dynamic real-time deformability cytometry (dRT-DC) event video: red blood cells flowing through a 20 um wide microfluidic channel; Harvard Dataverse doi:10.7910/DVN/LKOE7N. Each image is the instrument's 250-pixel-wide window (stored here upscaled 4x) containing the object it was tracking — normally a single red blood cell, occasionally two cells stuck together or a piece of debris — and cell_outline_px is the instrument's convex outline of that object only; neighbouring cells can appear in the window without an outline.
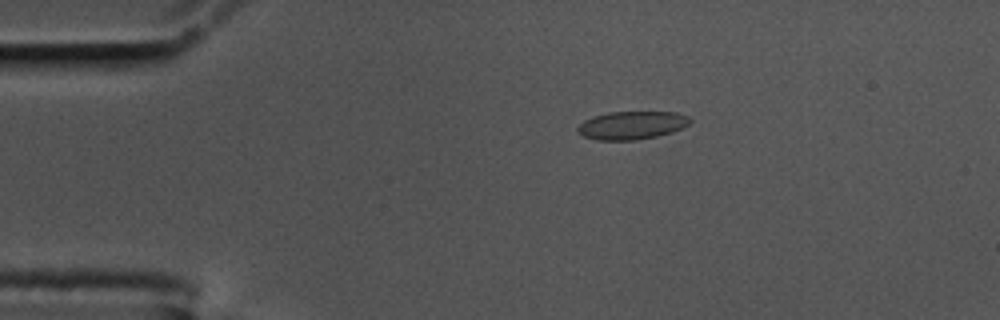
{"species": "common noctule bat (a hibernating species)", "species_latin": "Nyctalus noctula", "temperature_condition": "cold", "stored_images_in_passage": 58, "camera_frame_rate_fps": 3000, "um_per_image_px": 0.085, "animal": {"sex": "male", "body_mass_g": 17.5, "forearm_length_mm": 52.3}, "frame": {"image": 1, "passage_image": 11, "time_ms": 3.333, "image_size_px": [1000, 320], "cell_outline_px": [[692, 120], [688, 124], [672, 132], [656, 136], [636, 140], [596, 140], [584, 136], [576, 132], [576, 128], [584, 120], [592, 116], [608, 112], [676, 112], [688, 116]], "centroid_in_image_um": [53.66, 10.64], "position_along_channel_um": 31.3, "area_um2": 18.44}}
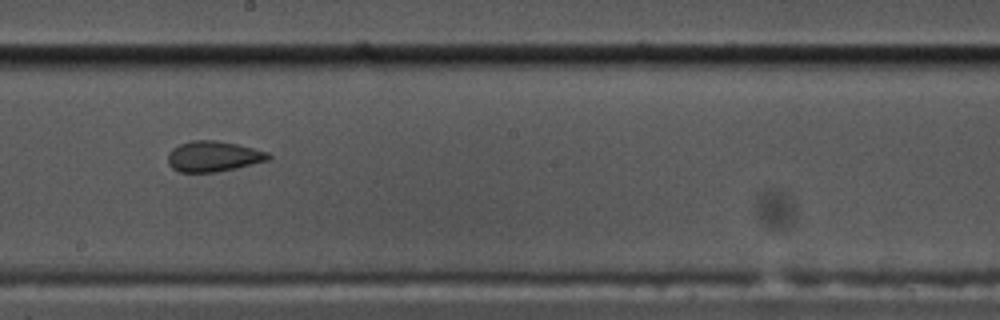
{"frame": {"image": 2, "passage_image": 32, "time_ms": 10.333, "image_size_px": [1000, 320], "cell_outline_px": [[272, 160], [236, 168], [216, 172], [180, 172], [172, 168], [168, 164], [168, 152], [172, 148], [180, 144], [192, 140], [216, 140], [236, 144], [268, 152], [272, 156]], "centroid_in_image_um": [18.15, 13.29], "position_along_channel_um": 230.0, "area_um2": 18.03}}
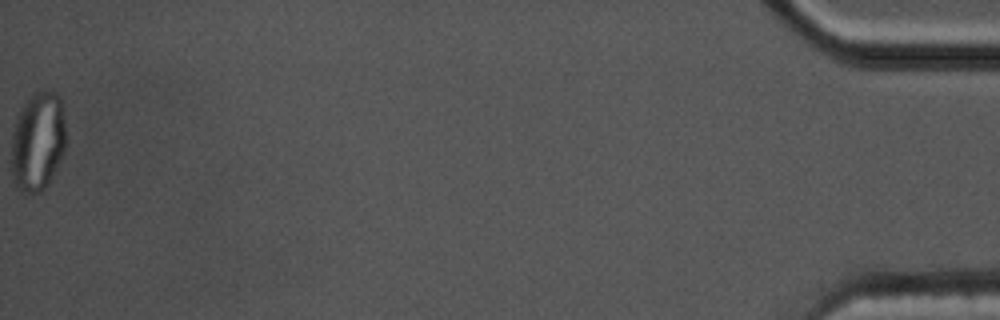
{"frame": {"image": 3, "passage_image": 58, "time_ms": 19.0, "image_size_px": [1000, 320], "cell_outline_px": [[68, 140], [64, 152], [48, 184], [40, 192], [24, 192], [16, 184], [12, 176], [12, 132], [16, 116], [20, 108], [32, 92], [40, 88], [48, 88], [56, 92], [60, 96]], "centroid_in_image_um": [3.24, 11.92], "position_along_channel_um": 432.0, "area_um2": 32.25}, "authors_computed_cell_mechanics": {"area_um2": 18.3226, "velocity_mm_per_s": 3.4883, "shape_relaxation_time_tau1_ms": null, "shape_relaxation_time_tau2_ms": 1.309, "deformation_change_tau1": null, "deformation_change_tau2": 0.065}}